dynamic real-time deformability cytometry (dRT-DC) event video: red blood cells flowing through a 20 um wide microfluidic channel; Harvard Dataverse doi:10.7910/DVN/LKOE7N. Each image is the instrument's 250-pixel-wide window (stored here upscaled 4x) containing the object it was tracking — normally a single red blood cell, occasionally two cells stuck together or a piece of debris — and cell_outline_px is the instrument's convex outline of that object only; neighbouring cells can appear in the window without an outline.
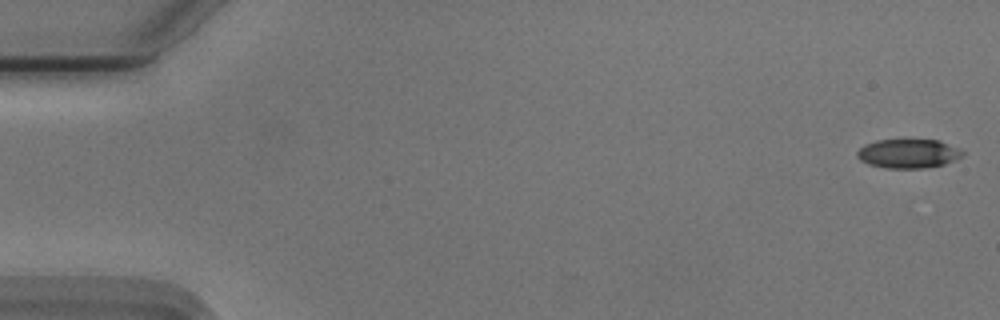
{"species": "Egyptian fruit bat (a non-hibernating species)", "species_latin": "Rousettus aegyptiacus", "temperature_condition": "cold", "stored_images_in_passage": 52, "camera_frame_rate_fps": 3000, "um_per_image_px": 0.085, "animal": {"sex": "male"}, "frame": {"image": 1, "passage_image": 1, "time_ms": 0.0, "image_size_px": [1000, 320], "cell_outline_px": [[964, 152], [960, 156], [944, 164], [924, 168], [888, 168], [868, 164], [860, 160], [856, 156], [856, 152], [864, 144], [876, 140], [940, 140], [960, 148]], "centroid_in_image_um": [77.17, 13.04], "position_along_channel_um": 7.8, "area_um2": 17.8}}
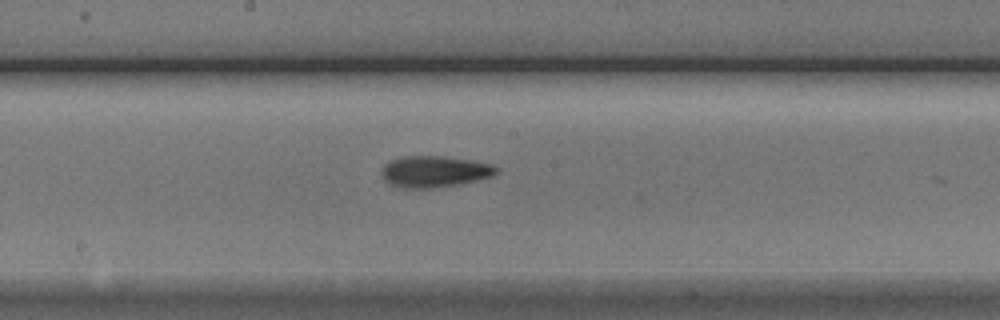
{"frame": {"image": 2, "passage_image": 29, "time_ms": 9.333, "image_size_px": [1000, 320], "cell_outline_px": [[496, 176], [480, 180], [460, 184], [432, 188], [400, 188], [388, 184], [384, 180], [380, 172], [384, 164], [388, 160], [404, 156], [440, 156], [472, 160], [492, 164], [496, 168]], "centroid_in_image_um": [36.9, 14.59], "position_along_channel_um": 211.3, "area_um2": 21.33}}
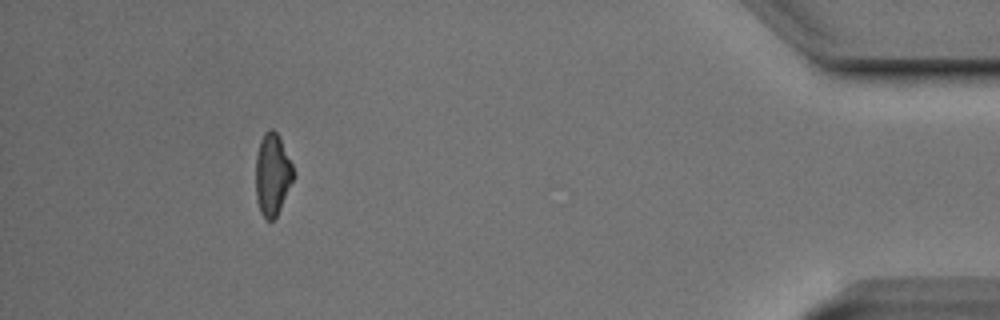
{"frame": {"image": 3, "passage_image": 50, "time_ms": 16.333, "image_size_px": [1000, 320], "cell_outline_px": [[296, 172], [280, 208], [276, 216], [272, 220], [264, 220], [260, 212], [256, 200], [256, 156], [260, 140], [264, 132], [268, 128], [272, 128], [276, 132]], "centroid_in_image_um": [23.14, 14.83], "position_along_channel_um": 412.1, "area_um2": 17.92}, "authors_computed_cell_mechanics": {"area_um2": 19.2474, "velocity_mm_per_s": 3.743, "shape_relaxation_time_tau1_ms": 2.4384, "shape_relaxation_time_tau2_ms": 2.526, "deformation_change_tau1": 0.132, "deformation_change_tau2": 0.1073}}